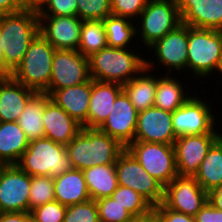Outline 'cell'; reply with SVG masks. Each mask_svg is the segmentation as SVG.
Wrapping results in <instances>:
<instances>
[{
  "label": "cell",
  "instance_id": "4dcf8cb0",
  "mask_svg": "<svg viewBox=\"0 0 222 222\" xmlns=\"http://www.w3.org/2000/svg\"><path fill=\"white\" fill-rule=\"evenodd\" d=\"M124 149V146L108 134L99 129H91V152L94 166L115 164Z\"/></svg>",
  "mask_w": 222,
  "mask_h": 222
},
{
  "label": "cell",
  "instance_id": "d6986e66",
  "mask_svg": "<svg viewBox=\"0 0 222 222\" xmlns=\"http://www.w3.org/2000/svg\"><path fill=\"white\" fill-rule=\"evenodd\" d=\"M45 137L67 146L83 126L48 97L43 113Z\"/></svg>",
  "mask_w": 222,
  "mask_h": 222
},
{
  "label": "cell",
  "instance_id": "52a82bcc",
  "mask_svg": "<svg viewBox=\"0 0 222 222\" xmlns=\"http://www.w3.org/2000/svg\"><path fill=\"white\" fill-rule=\"evenodd\" d=\"M143 52H148L146 53L148 54V57H145L147 69L151 71H157L158 73L157 69H159V71L163 69L162 72H164L166 68L167 72H164L166 74L173 75L177 71V75H182V73H185L187 70L188 25L183 23L180 24L177 28L171 32H168L162 39L156 41L146 51ZM150 54L153 55L151 60L147 59L150 58ZM160 65L162 66L161 69Z\"/></svg>",
  "mask_w": 222,
  "mask_h": 222
},
{
  "label": "cell",
  "instance_id": "8992f818",
  "mask_svg": "<svg viewBox=\"0 0 222 222\" xmlns=\"http://www.w3.org/2000/svg\"><path fill=\"white\" fill-rule=\"evenodd\" d=\"M137 41L141 51L147 50L168 32L182 24L177 0H148L145 9L136 20Z\"/></svg>",
  "mask_w": 222,
  "mask_h": 222
},
{
  "label": "cell",
  "instance_id": "f907efd6",
  "mask_svg": "<svg viewBox=\"0 0 222 222\" xmlns=\"http://www.w3.org/2000/svg\"><path fill=\"white\" fill-rule=\"evenodd\" d=\"M2 40H1V34H0V75H2V58H3V50H2Z\"/></svg>",
  "mask_w": 222,
  "mask_h": 222
},
{
  "label": "cell",
  "instance_id": "bcb514c9",
  "mask_svg": "<svg viewBox=\"0 0 222 222\" xmlns=\"http://www.w3.org/2000/svg\"><path fill=\"white\" fill-rule=\"evenodd\" d=\"M208 201L216 209L222 211V186H218L208 193Z\"/></svg>",
  "mask_w": 222,
  "mask_h": 222
},
{
  "label": "cell",
  "instance_id": "5bb4252c",
  "mask_svg": "<svg viewBox=\"0 0 222 222\" xmlns=\"http://www.w3.org/2000/svg\"><path fill=\"white\" fill-rule=\"evenodd\" d=\"M218 140V133L184 135L173 146L179 176L194 177L209 149Z\"/></svg>",
  "mask_w": 222,
  "mask_h": 222
},
{
  "label": "cell",
  "instance_id": "7dc6e473",
  "mask_svg": "<svg viewBox=\"0 0 222 222\" xmlns=\"http://www.w3.org/2000/svg\"><path fill=\"white\" fill-rule=\"evenodd\" d=\"M47 0H23L26 9L38 11Z\"/></svg>",
  "mask_w": 222,
  "mask_h": 222
},
{
  "label": "cell",
  "instance_id": "83f0119b",
  "mask_svg": "<svg viewBox=\"0 0 222 222\" xmlns=\"http://www.w3.org/2000/svg\"><path fill=\"white\" fill-rule=\"evenodd\" d=\"M47 93H35L26 103L24 110L17 119V124L24 131L30 141L45 137L43 127V113L46 105Z\"/></svg>",
  "mask_w": 222,
  "mask_h": 222
},
{
  "label": "cell",
  "instance_id": "ffe728a7",
  "mask_svg": "<svg viewBox=\"0 0 222 222\" xmlns=\"http://www.w3.org/2000/svg\"><path fill=\"white\" fill-rule=\"evenodd\" d=\"M35 93L11 75H0V122H16Z\"/></svg>",
  "mask_w": 222,
  "mask_h": 222
},
{
  "label": "cell",
  "instance_id": "1f68e13d",
  "mask_svg": "<svg viewBox=\"0 0 222 222\" xmlns=\"http://www.w3.org/2000/svg\"><path fill=\"white\" fill-rule=\"evenodd\" d=\"M107 36L103 20H84L78 51L86 57L106 48Z\"/></svg>",
  "mask_w": 222,
  "mask_h": 222
},
{
  "label": "cell",
  "instance_id": "7a4b0ae2",
  "mask_svg": "<svg viewBox=\"0 0 222 222\" xmlns=\"http://www.w3.org/2000/svg\"><path fill=\"white\" fill-rule=\"evenodd\" d=\"M143 54L137 48L107 46L88 57L91 79L124 85L146 67Z\"/></svg>",
  "mask_w": 222,
  "mask_h": 222
},
{
  "label": "cell",
  "instance_id": "f1b7e54d",
  "mask_svg": "<svg viewBox=\"0 0 222 222\" xmlns=\"http://www.w3.org/2000/svg\"><path fill=\"white\" fill-rule=\"evenodd\" d=\"M194 177L208 193L222 186V142L219 139L209 149Z\"/></svg>",
  "mask_w": 222,
  "mask_h": 222
},
{
  "label": "cell",
  "instance_id": "f35d334b",
  "mask_svg": "<svg viewBox=\"0 0 222 222\" xmlns=\"http://www.w3.org/2000/svg\"><path fill=\"white\" fill-rule=\"evenodd\" d=\"M66 209L67 206L54 200L36 207L30 213L34 222H63Z\"/></svg>",
  "mask_w": 222,
  "mask_h": 222
},
{
  "label": "cell",
  "instance_id": "7402d4cb",
  "mask_svg": "<svg viewBox=\"0 0 222 222\" xmlns=\"http://www.w3.org/2000/svg\"><path fill=\"white\" fill-rule=\"evenodd\" d=\"M91 92L92 79L75 86L55 90L49 97L84 128H87Z\"/></svg>",
  "mask_w": 222,
  "mask_h": 222
},
{
  "label": "cell",
  "instance_id": "3957f363",
  "mask_svg": "<svg viewBox=\"0 0 222 222\" xmlns=\"http://www.w3.org/2000/svg\"><path fill=\"white\" fill-rule=\"evenodd\" d=\"M222 61V31L188 26L187 72L193 82L211 78ZM215 72V73H214ZM192 76V77H191ZM202 78V80H201Z\"/></svg>",
  "mask_w": 222,
  "mask_h": 222
},
{
  "label": "cell",
  "instance_id": "9c48e42d",
  "mask_svg": "<svg viewBox=\"0 0 222 222\" xmlns=\"http://www.w3.org/2000/svg\"><path fill=\"white\" fill-rule=\"evenodd\" d=\"M126 149L164 188L178 176L173 145L134 141Z\"/></svg>",
  "mask_w": 222,
  "mask_h": 222
},
{
  "label": "cell",
  "instance_id": "6da1fadb",
  "mask_svg": "<svg viewBox=\"0 0 222 222\" xmlns=\"http://www.w3.org/2000/svg\"><path fill=\"white\" fill-rule=\"evenodd\" d=\"M39 33L38 12L25 9L12 14L0 15L2 40V75H11L21 64L31 41Z\"/></svg>",
  "mask_w": 222,
  "mask_h": 222
},
{
  "label": "cell",
  "instance_id": "484cf974",
  "mask_svg": "<svg viewBox=\"0 0 222 222\" xmlns=\"http://www.w3.org/2000/svg\"><path fill=\"white\" fill-rule=\"evenodd\" d=\"M29 143L17 122H0V159L7 165H16Z\"/></svg>",
  "mask_w": 222,
  "mask_h": 222
},
{
  "label": "cell",
  "instance_id": "d590c367",
  "mask_svg": "<svg viewBox=\"0 0 222 222\" xmlns=\"http://www.w3.org/2000/svg\"><path fill=\"white\" fill-rule=\"evenodd\" d=\"M99 222H131L135 217L111 197L96 200Z\"/></svg>",
  "mask_w": 222,
  "mask_h": 222
},
{
  "label": "cell",
  "instance_id": "d4e9b609",
  "mask_svg": "<svg viewBox=\"0 0 222 222\" xmlns=\"http://www.w3.org/2000/svg\"><path fill=\"white\" fill-rule=\"evenodd\" d=\"M153 73L154 71L145 67L137 76L123 85V91L138 113L154 107L159 74L155 72L154 75Z\"/></svg>",
  "mask_w": 222,
  "mask_h": 222
},
{
  "label": "cell",
  "instance_id": "277c9868",
  "mask_svg": "<svg viewBox=\"0 0 222 222\" xmlns=\"http://www.w3.org/2000/svg\"><path fill=\"white\" fill-rule=\"evenodd\" d=\"M16 165L30 176L56 177L74 169L66 146L47 137L30 141Z\"/></svg>",
  "mask_w": 222,
  "mask_h": 222
},
{
  "label": "cell",
  "instance_id": "e575fe53",
  "mask_svg": "<svg viewBox=\"0 0 222 222\" xmlns=\"http://www.w3.org/2000/svg\"><path fill=\"white\" fill-rule=\"evenodd\" d=\"M29 192V212L36 207L54 201V177L31 176Z\"/></svg>",
  "mask_w": 222,
  "mask_h": 222
},
{
  "label": "cell",
  "instance_id": "74e56055",
  "mask_svg": "<svg viewBox=\"0 0 222 222\" xmlns=\"http://www.w3.org/2000/svg\"><path fill=\"white\" fill-rule=\"evenodd\" d=\"M63 222H99L98 207L95 200L67 206Z\"/></svg>",
  "mask_w": 222,
  "mask_h": 222
},
{
  "label": "cell",
  "instance_id": "8fae6325",
  "mask_svg": "<svg viewBox=\"0 0 222 222\" xmlns=\"http://www.w3.org/2000/svg\"><path fill=\"white\" fill-rule=\"evenodd\" d=\"M90 79L88 57L83 56L78 50L56 49L50 85L44 93L50 96L55 90L85 83Z\"/></svg>",
  "mask_w": 222,
  "mask_h": 222
},
{
  "label": "cell",
  "instance_id": "cb8c5ba5",
  "mask_svg": "<svg viewBox=\"0 0 222 222\" xmlns=\"http://www.w3.org/2000/svg\"><path fill=\"white\" fill-rule=\"evenodd\" d=\"M54 197L64 206L90 200V194L82 170L71 169L54 177Z\"/></svg>",
  "mask_w": 222,
  "mask_h": 222
},
{
  "label": "cell",
  "instance_id": "ac0fdd59",
  "mask_svg": "<svg viewBox=\"0 0 222 222\" xmlns=\"http://www.w3.org/2000/svg\"><path fill=\"white\" fill-rule=\"evenodd\" d=\"M183 24L222 31V0H177Z\"/></svg>",
  "mask_w": 222,
  "mask_h": 222
},
{
  "label": "cell",
  "instance_id": "b9f144b4",
  "mask_svg": "<svg viewBox=\"0 0 222 222\" xmlns=\"http://www.w3.org/2000/svg\"><path fill=\"white\" fill-rule=\"evenodd\" d=\"M153 220L155 222H195V218L167 208L163 203L153 207Z\"/></svg>",
  "mask_w": 222,
  "mask_h": 222
},
{
  "label": "cell",
  "instance_id": "5b68a950",
  "mask_svg": "<svg viewBox=\"0 0 222 222\" xmlns=\"http://www.w3.org/2000/svg\"><path fill=\"white\" fill-rule=\"evenodd\" d=\"M55 48L40 34L31 41L21 64L11 76L36 93H44L50 85Z\"/></svg>",
  "mask_w": 222,
  "mask_h": 222
},
{
  "label": "cell",
  "instance_id": "4316f807",
  "mask_svg": "<svg viewBox=\"0 0 222 222\" xmlns=\"http://www.w3.org/2000/svg\"><path fill=\"white\" fill-rule=\"evenodd\" d=\"M83 174L92 200L110 197L118 186L115 164L96 165Z\"/></svg>",
  "mask_w": 222,
  "mask_h": 222
},
{
  "label": "cell",
  "instance_id": "44dd1931",
  "mask_svg": "<svg viewBox=\"0 0 222 222\" xmlns=\"http://www.w3.org/2000/svg\"><path fill=\"white\" fill-rule=\"evenodd\" d=\"M123 91V85L115 82H103L92 79V92L87 115V128L99 129L107 120L117 96Z\"/></svg>",
  "mask_w": 222,
  "mask_h": 222
},
{
  "label": "cell",
  "instance_id": "ba28073f",
  "mask_svg": "<svg viewBox=\"0 0 222 222\" xmlns=\"http://www.w3.org/2000/svg\"><path fill=\"white\" fill-rule=\"evenodd\" d=\"M197 90L180 108L172 112V124L177 138L184 135L218 133V111L214 113L207 96H198L199 89Z\"/></svg>",
  "mask_w": 222,
  "mask_h": 222
},
{
  "label": "cell",
  "instance_id": "e0dca14e",
  "mask_svg": "<svg viewBox=\"0 0 222 222\" xmlns=\"http://www.w3.org/2000/svg\"><path fill=\"white\" fill-rule=\"evenodd\" d=\"M176 139L172 112L151 107L138 113L134 141L173 145Z\"/></svg>",
  "mask_w": 222,
  "mask_h": 222
},
{
  "label": "cell",
  "instance_id": "ab89813d",
  "mask_svg": "<svg viewBox=\"0 0 222 222\" xmlns=\"http://www.w3.org/2000/svg\"><path fill=\"white\" fill-rule=\"evenodd\" d=\"M148 0H111L112 14L136 22Z\"/></svg>",
  "mask_w": 222,
  "mask_h": 222
},
{
  "label": "cell",
  "instance_id": "7bdbcfd3",
  "mask_svg": "<svg viewBox=\"0 0 222 222\" xmlns=\"http://www.w3.org/2000/svg\"><path fill=\"white\" fill-rule=\"evenodd\" d=\"M194 218L195 222H222V211L207 201Z\"/></svg>",
  "mask_w": 222,
  "mask_h": 222
},
{
  "label": "cell",
  "instance_id": "7c38bea8",
  "mask_svg": "<svg viewBox=\"0 0 222 222\" xmlns=\"http://www.w3.org/2000/svg\"><path fill=\"white\" fill-rule=\"evenodd\" d=\"M207 201L208 192L195 177L178 175L164 188L162 203L173 211L194 217Z\"/></svg>",
  "mask_w": 222,
  "mask_h": 222
},
{
  "label": "cell",
  "instance_id": "9a60e30c",
  "mask_svg": "<svg viewBox=\"0 0 222 222\" xmlns=\"http://www.w3.org/2000/svg\"><path fill=\"white\" fill-rule=\"evenodd\" d=\"M137 116L134 105L127 94L122 91L116 98L107 120L99 130L116 139L125 148L134 142L137 126Z\"/></svg>",
  "mask_w": 222,
  "mask_h": 222
},
{
  "label": "cell",
  "instance_id": "c3c4849f",
  "mask_svg": "<svg viewBox=\"0 0 222 222\" xmlns=\"http://www.w3.org/2000/svg\"><path fill=\"white\" fill-rule=\"evenodd\" d=\"M218 117H219V119H218L219 122L221 121V122H220L221 126L219 125V122L217 123V129H219L218 131H220V132H218V139L222 142V120H221L222 118H221V116H217V118H218ZM219 127H220L221 129H220Z\"/></svg>",
  "mask_w": 222,
  "mask_h": 222
},
{
  "label": "cell",
  "instance_id": "681fc988",
  "mask_svg": "<svg viewBox=\"0 0 222 222\" xmlns=\"http://www.w3.org/2000/svg\"><path fill=\"white\" fill-rule=\"evenodd\" d=\"M152 221H153V217H143V218H135L131 222H152Z\"/></svg>",
  "mask_w": 222,
  "mask_h": 222
},
{
  "label": "cell",
  "instance_id": "4fadbf2b",
  "mask_svg": "<svg viewBox=\"0 0 222 222\" xmlns=\"http://www.w3.org/2000/svg\"><path fill=\"white\" fill-rule=\"evenodd\" d=\"M31 176L7 165L0 177V212H29Z\"/></svg>",
  "mask_w": 222,
  "mask_h": 222
},
{
  "label": "cell",
  "instance_id": "8d00e7d4",
  "mask_svg": "<svg viewBox=\"0 0 222 222\" xmlns=\"http://www.w3.org/2000/svg\"><path fill=\"white\" fill-rule=\"evenodd\" d=\"M111 14V0H77V16L83 21L105 20Z\"/></svg>",
  "mask_w": 222,
  "mask_h": 222
},
{
  "label": "cell",
  "instance_id": "30bf717a",
  "mask_svg": "<svg viewBox=\"0 0 222 222\" xmlns=\"http://www.w3.org/2000/svg\"><path fill=\"white\" fill-rule=\"evenodd\" d=\"M118 185L142 195L153 207L164 199V187L153 178L125 148L115 162Z\"/></svg>",
  "mask_w": 222,
  "mask_h": 222
},
{
  "label": "cell",
  "instance_id": "603a6c76",
  "mask_svg": "<svg viewBox=\"0 0 222 222\" xmlns=\"http://www.w3.org/2000/svg\"><path fill=\"white\" fill-rule=\"evenodd\" d=\"M172 76L174 75L159 72L154 100V107L167 112H174L194 94L192 88L185 85V82H181L182 77L179 80L177 74L174 77ZM188 87L190 90H186Z\"/></svg>",
  "mask_w": 222,
  "mask_h": 222
},
{
  "label": "cell",
  "instance_id": "816d5d0a",
  "mask_svg": "<svg viewBox=\"0 0 222 222\" xmlns=\"http://www.w3.org/2000/svg\"><path fill=\"white\" fill-rule=\"evenodd\" d=\"M217 74L219 75V77H216V79H218V80H221L222 78V61H221V64H220V67H219V69H218V71H217ZM221 78V79H220ZM218 83H219V85H221L220 83H222V80L219 82L218 81Z\"/></svg>",
  "mask_w": 222,
  "mask_h": 222
},
{
  "label": "cell",
  "instance_id": "f546056e",
  "mask_svg": "<svg viewBox=\"0 0 222 222\" xmlns=\"http://www.w3.org/2000/svg\"><path fill=\"white\" fill-rule=\"evenodd\" d=\"M103 23L106 29L108 47L129 48L131 46L139 48L137 47L140 44L137 41L136 23L134 21L111 14L103 20Z\"/></svg>",
  "mask_w": 222,
  "mask_h": 222
},
{
  "label": "cell",
  "instance_id": "2e32d148",
  "mask_svg": "<svg viewBox=\"0 0 222 222\" xmlns=\"http://www.w3.org/2000/svg\"><path fill=\"white\" fill-rule=\"evenodd\" d=\"M82 24L78 16H39V33L55 49L78 50Z\"/></svg>",
  "mask_w": 222,
  "mask_h": 222
},
{
  "label": "cell",
  "instance_id": "60d3db41",
  "mask_svg": "<svg viewBox=\"0 0 222 222\" xmlns=\"http://www.w3.org/2000/svg\"><path fill=\"white\" fill-rule=\"evenodd\" d=\"M38 16H77V0H47Z\"/></svg>",
  "mask_w": 222,
  "mask_h": 222
},
{
  "label": "cell",
  "instance_id": "836d02e7",
  "mask_svg": "<svg viewBox=\"0 0 222 222\" xmlns=\"http://www.w3.org/2000/svg\"><path fill=\"white\" fill-rule=\"evenodd\" d=\"M135 218L152 217L153 206L138 192L118 185L110 196Z\"/></svg>",
  "mask_w": 222,
  "mask_h": 222
},
{
  "label": "cell",
  "instance_id": "f5cc1de1",
  "mask_svg": "<svg viewBox=\"0 0 222 222\" xmlns=\"http://www.w3.org/2000/svg\"><path fill=\"white\" fill-rule=\"evenodd\" d=\"M6 167H7V164L0 159V177H1V174H2L3 170H4Z\"/></svg>",
  "mask_w": 222,
  "mask_h": 222
},
{
  "label": "cell",
  "instance_id": "ee69618b",
  "mask_svg": "<svg viewBox=\"0 0 222 222\" xmlns=\"http://www.w3.org/2000/svg\"><path fill=\"white\" fill-rule=\"evenodd\" d=\"M25 9L23 0H0V15L12 14Z\"/></svg>",
  "mask_w": 222,
  "mask_h": 222
},
{
  "label": "cell",
  "instance_id": "f6af8a7d",
  "mask_svg": "<svg viewBox=\"0 0 222 222\" xmlns=\"http://www.w3.org/2000/svg\"><path fill=\"white\" fill-rule=\"evenodd\" d=\"M0 222H34L30 212L1 213Z\"/></svg>",
  "mask_w": 222,
  "mask_h": 222
},
{
  "label": "cell",
  "instance_id": "d6a6232c",
  "mask_svg": "<svg viewBox=\"0 0 222 222\" xmlns=\"http://www.w3.org/2000/svg\"><path fill=\"white\" fill-rule=\"evenodd\" d=\"M66 152L72 161L73 167L85 170L94 166L91 152V128L82 130L68 143Z\"/></svg>",
  "mask_w": 222,
  "mask_h": 222
}]
</instances>
